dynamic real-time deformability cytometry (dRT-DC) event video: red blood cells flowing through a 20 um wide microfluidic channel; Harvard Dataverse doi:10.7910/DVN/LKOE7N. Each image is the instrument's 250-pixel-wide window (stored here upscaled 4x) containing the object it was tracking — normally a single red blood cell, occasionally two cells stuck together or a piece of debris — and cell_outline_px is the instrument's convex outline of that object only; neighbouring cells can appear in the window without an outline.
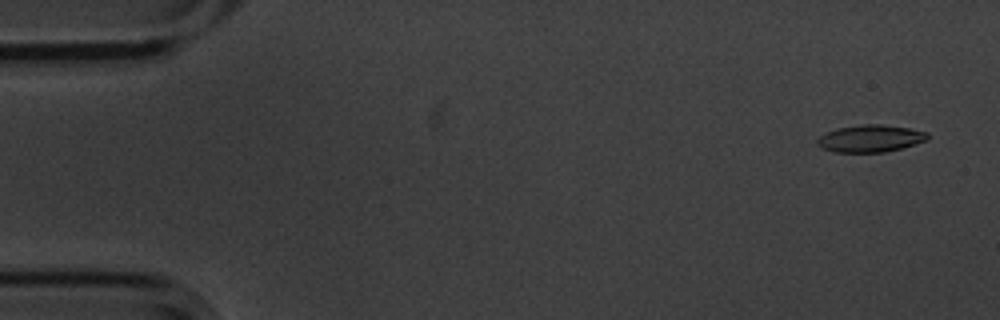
{"species": "common noctule bat (a hibernating species)", "species_latin": "Nyctalus noctula", "temperature_condition": "cold", "stored_images_in_passage": 56, "camera_frame_rate_fps": 3000, "um_per_image_px": 0.085, "animal": {"sex": "male", "body_mass_g": 20.1, "forearm_length_mm": 53.5}, "frame": {"image": 1, "passage_image": 3, "time_ms": 0.667, "image_size_px": [1000, 320], "cell_outline_px": [[928, 140], [916, 144], [884, 152], [836, 152], [820, 148], [816, 144], [816, 140], [820, 136], [836, 128], [864, 124], [880, 124], [908, 128], [928, 132]], "centroid_in_image_um": [73.97, 11.77], "position_along_channel_um": 11.0, "area_um2": 17.46}}
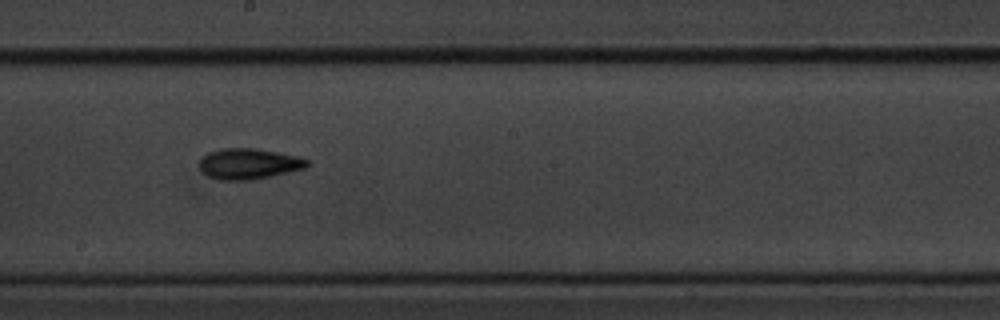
{"frame": {"image": 2, "passage_image": 31, "time_ms": 10.0, "image_size_px": [1000, 320], "cell_outline_px": [[308, 164], [304, 168], [288, 172], [252, 180], [220, 180], [208, 176], [200, 168], [200, 160], [208, 152], [220, 148], [256, 148], [296, 156], [308, 160]], "centroid_in_image_um": [21.11, 13.92], "position_along_channel_um": 227.1, "area_um2": 19.07}}
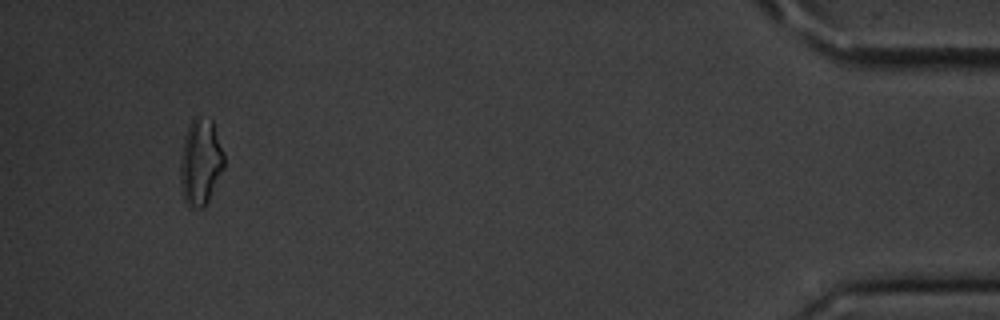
{"frame": {"image": 3, "passage_image": 53, "time_ms": 17.333, "image_size_px": [1000, 320], "cell_outline_px": [[224, 168], [204, 208], [188, 208], [184, 200], [180, 180], [180, 156], [184, 136], [188, 124], [196, 116], [212, 120], [224, 152]], "centroid_in_image_um": [17.03, 13.78], "position_along_channel_um": 418.2, "area_um2": 22.25}, "authors_computed_cell_mechanics": {"area_um2": 18.207, "velocity_mm_per_s": 3.5729, "shape_relaxation_time_tau1_ms": 2.6788, "shape_relaxation_time_tau2_ms": 7.8476, "deformation_change_tau1": 0.1114, "deformation_change_tau2": 0.1705}}